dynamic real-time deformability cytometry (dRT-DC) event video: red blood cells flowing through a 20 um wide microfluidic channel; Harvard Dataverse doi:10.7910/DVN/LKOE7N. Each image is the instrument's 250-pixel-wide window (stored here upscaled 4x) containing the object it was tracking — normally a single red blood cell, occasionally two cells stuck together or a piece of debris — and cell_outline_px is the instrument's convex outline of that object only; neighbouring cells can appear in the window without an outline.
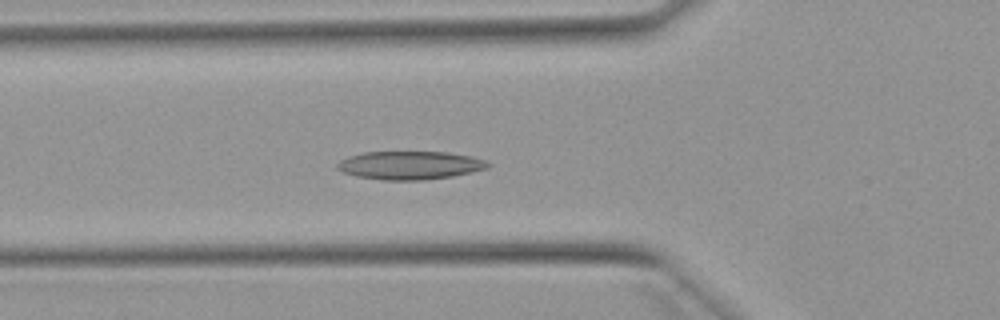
{"species": "Egyptian fruit bat (a non-hibernating species)", "species_latin": "Rousettus aegyptiacus", "temperature_condition": "warm", "stored_images_in_passage": 53, "camera_frame_rate_fps": 3000, "um_per_image_px": 0.085, "animal": {"sex": "female"}, "frame": {"image": 1, "passage_image": 18, "time_ms": 5.667, "image_size_px": [1000, 320], "cell_outline_px": [[492, 164], [488, 168], [472, 172], [452, 176], [424, 180], [384, 180], [356, 176], [344, 172], [336, 168], [336, 164], [340, 160], [348, 156], [364, 152], [448, 152], [472, 156], [484, 160]], "centroid_in_image_um": [34.85, 14.04], "position_along_channel_um": 90.9, "area_um2": 24.91}}
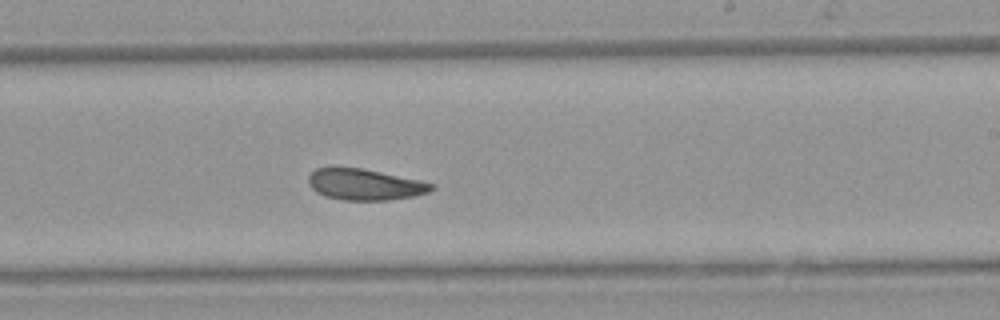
{"frame": {"image": 2, "passage_image": 31, "time_ms": 10.0, "image_size_px": [1000, 320], "cell_outline_px": [[432, 188], [428, 192], [412, 196], [388, 200], [340, 200], [324, 196], [316, 192], [308, 184], [308, 176], [316, 168], [364, 168], [416, 180], [432, 184]], "centroid_in_image_um": [30.92, 15.69], "position_along_channel_um": 258.1, "area_um2": 21.96}}
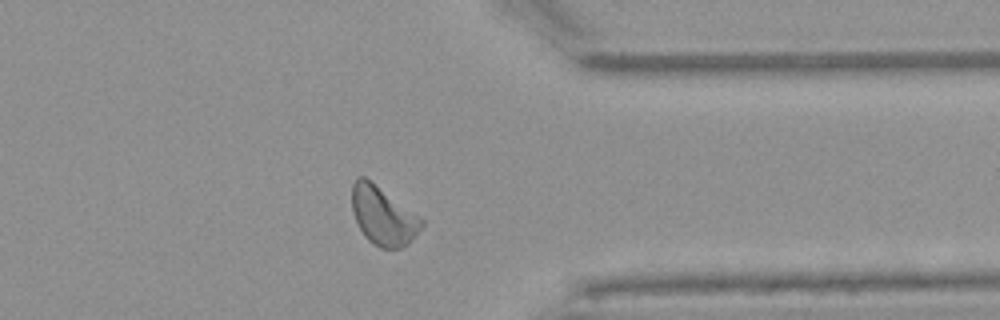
{"frame": {"image": 3, "passage_image": 41, "time_ms": 13.333, "image_size_px": [1000, 320], "cell_outline_px": [[424, 224], [408, 244], [400, 248], [380, 248], [372, 244], [364, 236], [352, 212], [352, 184], [356, 176], [364, 176], [424, 220]], "centroid_in_image_um": [32.53, 18.35], "position_along_channel_um": 378.9, "area_um2": 23.41}, "authors_computed_cell_mechanics": {"area_um2": 23.8136, "velocity_mm_per_s": 3.8653, "shape_relaxation_time_tau1_ms": 9.5511, "shape_relaxation_time_tau2_ms": 3.8228, "deformation_change_tau1": 0.1949, "deformation_change_tau2": 0.1053}}